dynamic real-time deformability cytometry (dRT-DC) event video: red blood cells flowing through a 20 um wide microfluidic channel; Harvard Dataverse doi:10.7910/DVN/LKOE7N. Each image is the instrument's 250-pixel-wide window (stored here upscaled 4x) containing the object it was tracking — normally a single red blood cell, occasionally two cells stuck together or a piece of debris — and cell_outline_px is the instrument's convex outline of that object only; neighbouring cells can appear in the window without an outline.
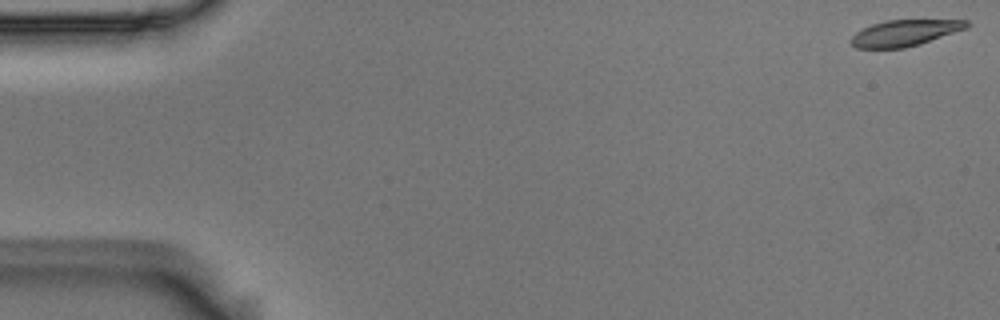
{"species": "Egyptian fruit bat (a non-hibernating species)", "species_latin": "Rousettus aegyptiacus", "temperature_condition": "room temperature", "stored_images_in_passage": 5, "camera_frame_rate_fps": 3000, "um_per_image_px": 0.085, "animal": {"sex": "male"}, "frame": {"image": 1, "passage_image": 1, "time_ms": 0.0, "image_size_px": [1000, 320], "cell_outline_px": [[972, 24], [968, 28], [920, 44], [904, 48], [856, 48], [848, 40], [856, 32], [872, 24], [884, 20], [968, 20]], "centroid_in_image_um": [76.92, 2.8], "position_along_channel_um": 8.1, "area_um2": 17.74}}
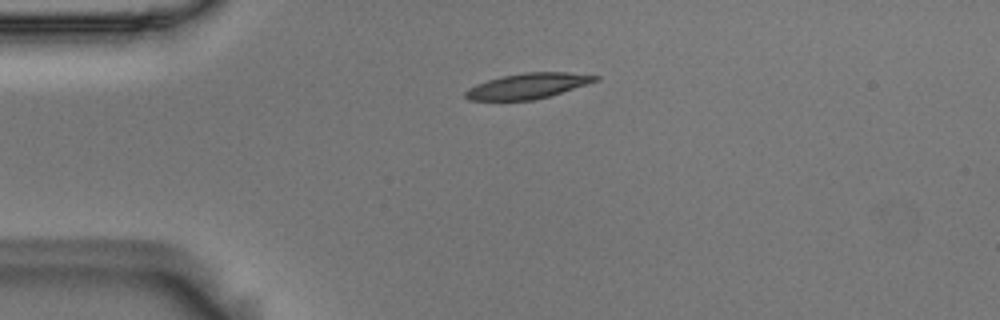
{"frame": {"image": 2, "passage_image": 4, "time_ms": 1.0, "image_size_px": [1000, 320], "cell_outline_px": [[600, 80], [588, 84], [548, 96], [532, 100], [468, 100], [464, 96], [464, 92], [468, 88], [476, 84], [488, 80], [504, 76], [524, 72], [568, 72], [600, 76]], "centroid_in_image_um": [44.87, 7.3], "position_along_channel_um": 40.1, "area_um2": 19.13}}